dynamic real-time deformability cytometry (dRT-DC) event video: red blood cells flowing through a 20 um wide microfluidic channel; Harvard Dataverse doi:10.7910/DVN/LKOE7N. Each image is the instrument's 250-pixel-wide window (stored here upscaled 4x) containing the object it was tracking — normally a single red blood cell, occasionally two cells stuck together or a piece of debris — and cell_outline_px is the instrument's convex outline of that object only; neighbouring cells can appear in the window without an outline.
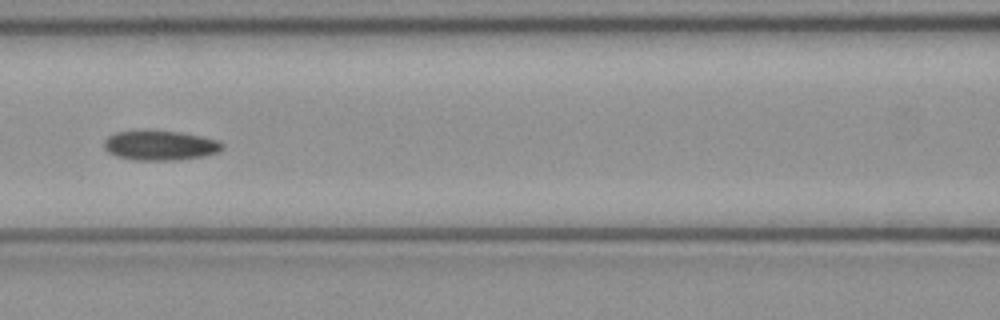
{"species": "common noctule bat (a hibernating species)", "species_latin": "Nyctalus noctula", "temperature_condition": "cold", "stored_images_in_passage": 5, "camera_frame_rate_fps": 3000, "um_per_image_px": 0.085, "animal": {"sex": "female", "body_mass_g": 21.9}, "frame": {"image": 1, "passage_image": 5, "time_ms": 1.333, "image_size_px": [1000, 320], "cell_outline_px": [[224, 148], [220, 152], [204, 156], [176, 160], [132, 160], [116, 156], [108, 152], [104, 148], [104, 140], [108, 136], [116, 132], [180, 132], [220, 140], [224, 144]], "centroid_in_image_um": [13.65, 12.39], "position_along_channel_um": 152.9, "area_um2": 20.29}}